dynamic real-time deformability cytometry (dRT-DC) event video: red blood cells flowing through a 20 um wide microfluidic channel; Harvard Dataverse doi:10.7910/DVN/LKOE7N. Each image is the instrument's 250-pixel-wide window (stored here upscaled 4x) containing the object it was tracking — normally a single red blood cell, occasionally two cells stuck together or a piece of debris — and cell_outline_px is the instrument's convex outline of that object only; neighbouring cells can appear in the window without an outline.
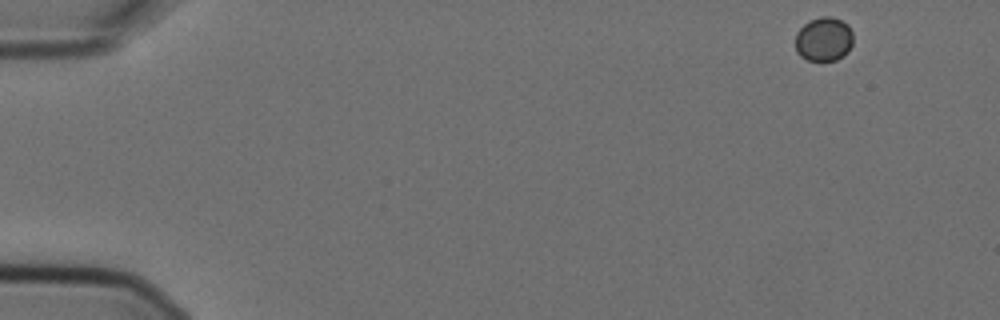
{"species": "Egyptian fruit bat (a non-hibernating species)", "species_latin": "Rousettus aegyptiacus", "temperature_condition": "cold", "stored_images_in_passage": 7, "camera_frame_rate_fps": 3000, "um_per_image_px": 0.085, "animal": {"sex": "female"}, "frame": {"image": 1, "passage_image": 1, "time_ms": 0.0, "image_size_px": [1000, 320], "cell_outline_px": [[852, 44], [848, 52], [844, 56], [836, 60], [808, 60], [800, 56], [796, 52], [796, 32], [804, 24], [820, 16], [832, 16], [848, 24], [852, 32]], "centroid_in_image_um": [70.03, 3.33], "position_along_channel_um": 15.0, "area_um2": 14.91}}
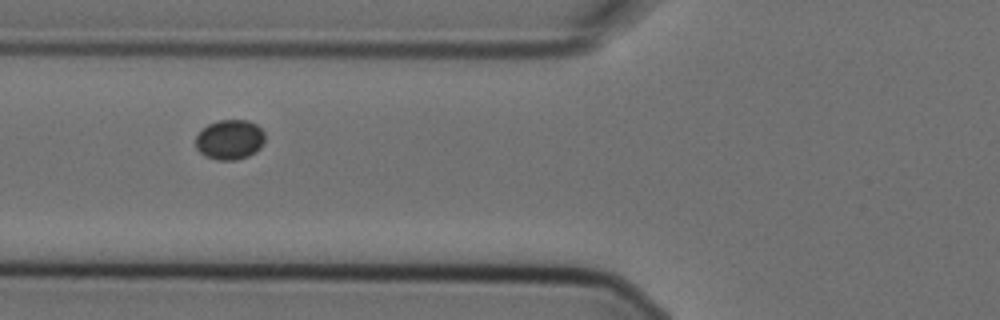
{"frame": {"image": 2, "passage_image": 6, "time_ms": 1.667, "image_size_px": [1000, 320], "cell_outline_px": [[264, 144], [256, 152], [248, 156], [236, 160], [216, 160], [204, 156], [196, 148], [196, 136], [208, 124], [220, 120], [248, 120], [256, 124], [264, 132]], "centroid_in_image_um": [19.54, 11.88], "position_along_channel_um": 106.3, "area_um2": 16.18}}
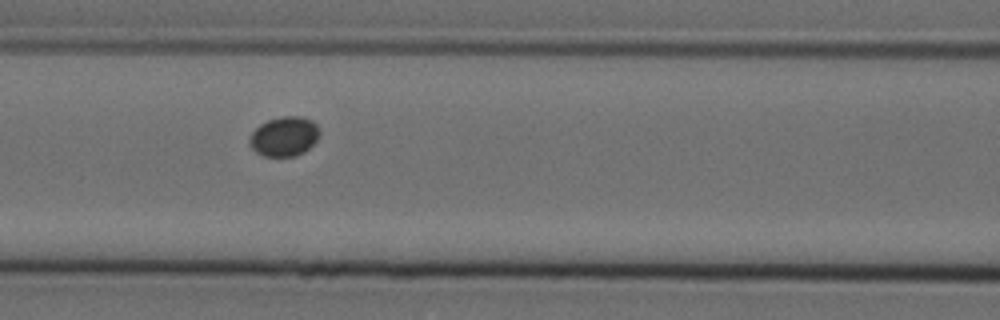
{"frame": {"image": 3, "passage_image": 7, "time_ms": 2.0, "image_size_px": [1000, 320], "cell_outline_px": [[320, 136], [304, 152], [296, 156], [264, 156], [256, 152], [248, 144], [248, 140], [252, 132], [260, 124], [268, 120], [284, 116], [304, 116], [312, 120], [316, 124], [320, 132]], "centroid_in_image_um": [24.16, 11.59], "position_along_channel_um": 142.4, "area_um2": 16.24}}